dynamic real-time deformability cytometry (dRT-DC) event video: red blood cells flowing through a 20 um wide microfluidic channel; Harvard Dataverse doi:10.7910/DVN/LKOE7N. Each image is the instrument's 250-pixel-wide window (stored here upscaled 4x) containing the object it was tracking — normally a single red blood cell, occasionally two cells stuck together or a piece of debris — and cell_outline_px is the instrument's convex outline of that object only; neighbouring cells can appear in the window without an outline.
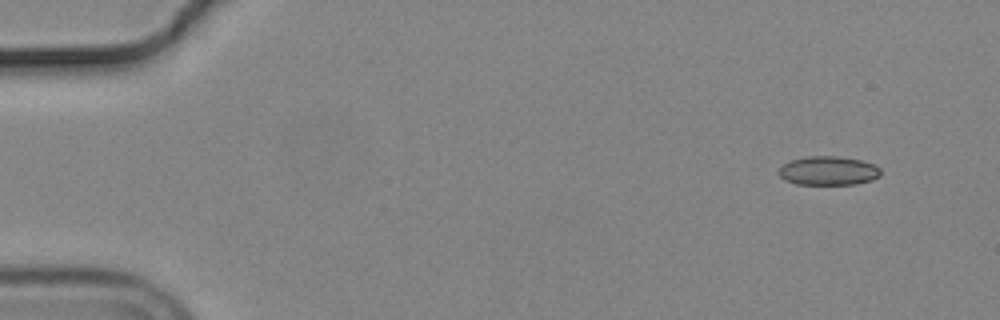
{"species": "common noctule bat (a hibernating species)", "species_latin": "Nyctalus noctula", "temperature_condition": "cold", "stored_images_in_passage": 52, "camera_frame_rate_fps": 3000, "um_per_image_px": 0.085, "animal": {"sex": "male", "body_mass_g": 19.2, "forearm_length_mm": 51.8}, "frame": {"image": 1, "passage_image": 1, "time_ms": 0.0, "image_size_px": [1000, 320], "cell_outline_px": [[880, 176], [872, 180], [856, 184], [796, 184], [784, 180], [776, 172], [788, 160], [808, 156], [836, 156], [860, 160], [876, 164], [880, 168]], "centroid_in_image_um": [70.4, 14.51], "position_along_channel_um": 14.6, "area_um2": 17.34}}
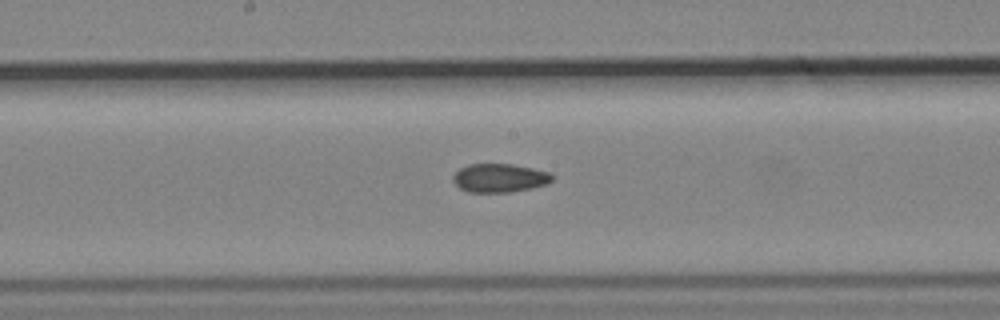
{"frame": {"image": 2, "passage_image": 26, "time_ms": 8.333, "image_size_px": [1000, 320], "cell_outline_px": [[556, 176], [548, 184], [532, 188], [508, 192], [468, 192], [460, 188], [452, 180], [452, 176], [460, 168], [468, 164], [512, 164], [532, 168], [548, 172]], "centroid_in_image_um": [42.48, 15.13], "position_along_channel_um": 205.7, "area_um2": 16.59}}
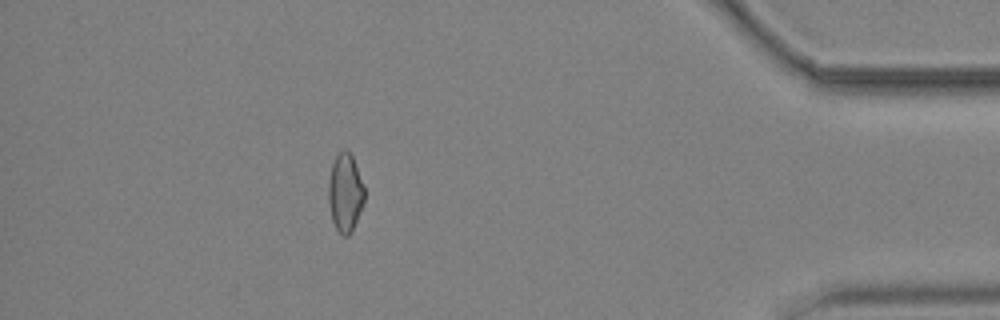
{"frame": {"image": 3, "passage_image": 46, "time_ms": 15.0, "image_size_px": [1000, 320], "cell_outline_px": [[364, 204], [352, 232], [348, 236], [340, 236], [332, 220], [328, 204], [328, 180], [332, 164], [336, 156], [344, 148], [348, 148], [352, 156], [364, 188]], "centroid_in_image_um": [29.33, 16.41], "position_along_channel_um": 405.9, "area_um2": 16.65}, "authors_computed_cell_mechanics": {"area_um2": 16.9643, "velocity_mm_per_s": 3.7168, "shape_relaxation_time_tau1_ms": null, "shape_relaxation_time_tau2_ms": 4.2477, "deformation_change_tau1": null, "deformation_change_tau2": 0.0861}}